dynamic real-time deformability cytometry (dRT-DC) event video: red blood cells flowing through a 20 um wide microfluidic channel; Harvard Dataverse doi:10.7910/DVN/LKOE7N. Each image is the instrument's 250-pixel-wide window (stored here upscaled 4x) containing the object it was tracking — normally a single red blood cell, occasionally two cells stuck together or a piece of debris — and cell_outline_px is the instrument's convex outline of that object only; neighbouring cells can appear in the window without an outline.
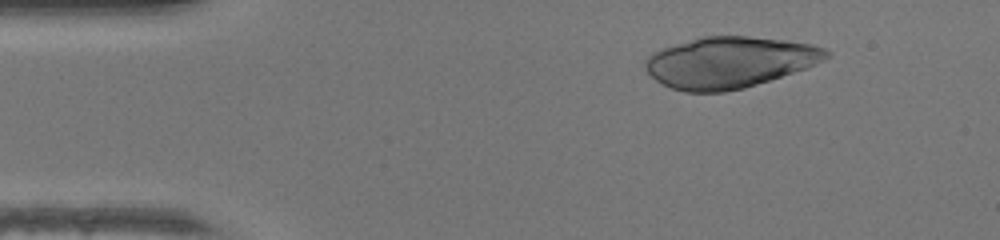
{"species": "human", "species_latin": "Homo sapiens", "temperature_condition": "warm", "stored_images_in_passage": 46, "camera_frame_rate_fps": 3000, "um_per_image_px": 0.085, "donor": {"sex": "female"}, "frame": {"image": 1, "passage_image": 6, "time_ms": 1.667, "image_size_px": [1000, 240], "cell_outline_px": [[832, 52], [824, 60], [816, 64], [744, 88], [724, 92], [684, 92], [672, 88], [656, 80], [644, 68], [644, 60], [652, 52], [660, 48], [700, 36], [748, 36], [784, 40], [812, 44], [824, 48]], "centroid_in_image_um": [61.96, 5.28], "position_along_channel_um": 23.0, "area_um2": 53.87}}